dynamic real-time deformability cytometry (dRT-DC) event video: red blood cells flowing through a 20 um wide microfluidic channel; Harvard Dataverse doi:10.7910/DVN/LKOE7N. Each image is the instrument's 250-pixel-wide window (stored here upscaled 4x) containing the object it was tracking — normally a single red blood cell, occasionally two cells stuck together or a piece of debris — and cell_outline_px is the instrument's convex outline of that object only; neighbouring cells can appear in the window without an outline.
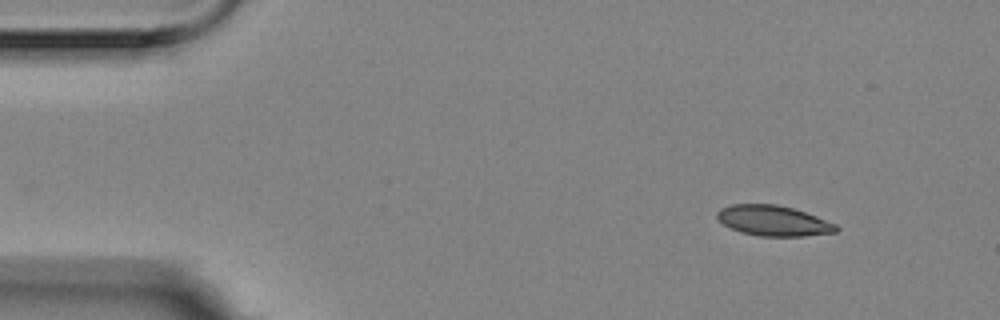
{"species": "Egyptian fruit bat (a non-hibernating species)", "species_latin": "Rousettus aegyptiacus", "temperature_condition": "room temperature", "stored_images_in_passage": 3, "camera_frame_rate_fps": 3000, "um_per_image_px": 0.085, "animal": {"sex": "female"}, "frame": {"image": 1, "passage_image": 1, "time_ms": 0.0, "image_size_px": [1000, 320], "cell_outline_px": [[840, 228], [836, 232], [804, 236], [760, 236], [740, 232], [724, 224], [716, 216], [716, 212], [720, 208], [732, 204], [776, 204], [792, 208], [816, 216], [836, 224]], "centroid_in_image_um": [65.73, 18.76], "position_along_channel_um": 19.3, "area_um2": 20.98}}
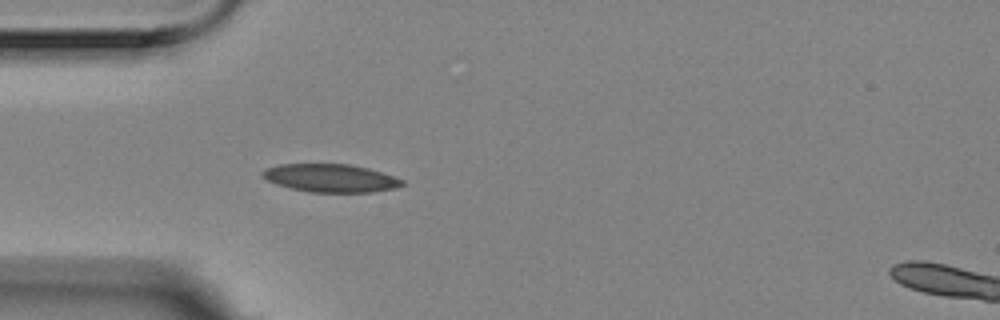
{"frame": {"image": 2, "passage_image": 3, "time_ms": 0.667, "image_size_px": [1000, 320], "cell_outline_px": [[404, 184], [392, 188], [372, 192], [308, 192], [276, 184], [260, 176], [260, 172], [264, 168], [280, 164], [352, 164], [368, 168], [404, 180]], "centroid_in_image_um": [28.04, 15.13], "position_along_channel_um": 57.0, "area_um2": 22.77}}